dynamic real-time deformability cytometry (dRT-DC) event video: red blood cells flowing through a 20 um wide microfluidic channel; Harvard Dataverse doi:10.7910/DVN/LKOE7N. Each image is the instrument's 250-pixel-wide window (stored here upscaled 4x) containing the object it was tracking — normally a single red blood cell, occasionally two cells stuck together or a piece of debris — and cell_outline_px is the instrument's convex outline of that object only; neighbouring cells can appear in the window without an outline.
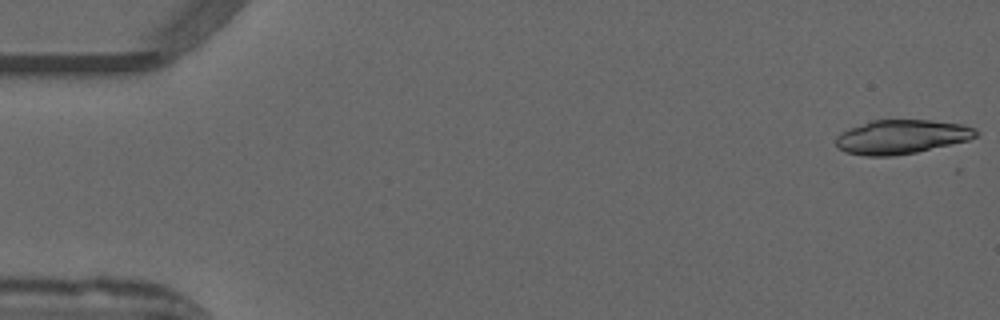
{"species": "common noctule bat (a hibernating species)", "species_latin": "Nyctalus noctula", "temperature_condition": "warm", "stored_images_in_passage": 13, "camera_frame_rate_fps": 3000, "um_per_image_px": 0.085, "animal": {"sex": "male", "forearm_length_mm": 52.5}, "frame": {"image": 1, "passage_image": 1, "time_ms": 0.0, "image_size_px": [1000, 320], "cell_outline_px": [[980, 132], [976, 136], [968, 140], [916, 152], [892, 156], [864, 156], [844, 152], [836, 148], [836, 136], [840, 132], [872, 120], [928, 120], [964, 124], [976, 128]], "centroid_in_image_um": [76.61, 11.63], "position_along_channel_um": 8.4, "area_um2": 27.92}}
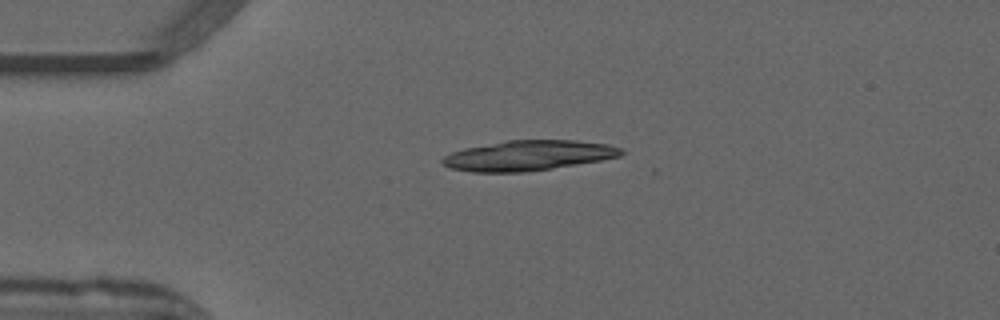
{"frame": {"image": 2, "passage_image": 12, "time_ms": 3.667, "image_size_px": [1000, 320], "cell_outline_px": [[624, 152], [620, 156], [600, 160], [552, 168], [524, 172], [472, 172], [452, 168], [444, 164], [440, 160], [444, 156], [452, 152], [464, 148], [508, 140], [572, 140], [608, 144], [620, 148]], "centroid_in_image_um": [44.89, 13.21], "position_along_channel_um": 40.1, "area_um2": 31.1}}